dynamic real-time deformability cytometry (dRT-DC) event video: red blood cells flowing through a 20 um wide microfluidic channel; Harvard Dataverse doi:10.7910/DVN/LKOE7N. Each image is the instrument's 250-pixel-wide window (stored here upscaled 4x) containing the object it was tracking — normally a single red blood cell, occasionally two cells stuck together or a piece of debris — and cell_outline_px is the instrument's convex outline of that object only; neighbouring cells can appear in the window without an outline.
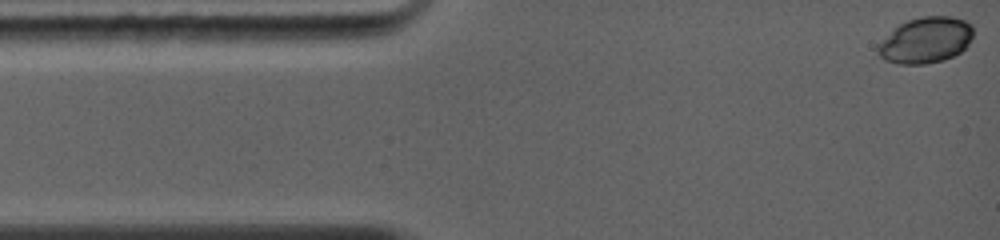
{"species": "common noctule bat (a hibernating species)", "species_latin": "Nyctalus noctula", "temperature_condition": "warm", "stored_images_in_passage": 29, "camera_frame_rate_fps": 5000, "um_per_image_px": 0.085, "animal": {"sex": "female", "body_mass_g": 19.0, "forearm_length_mm": 56.7}, "frame": {"image": 1, "passage_image": 1, "time_ms": 0.0, "image_size_px": [1000, 240], "cell_outline_px": [[972, 36], [968, 44], [960, 52], [944, 60], [924, 64], [896, 64], [884, 60], [880, 56], [880, 44], [900, 24], [908, 20], [920, 16], [952, 16], [964, 20], [972, 24]], "centroid_in_image_um": [78.74, 3.41], "position_along_channel_um": 6.3, "area_um2": 25.09}}
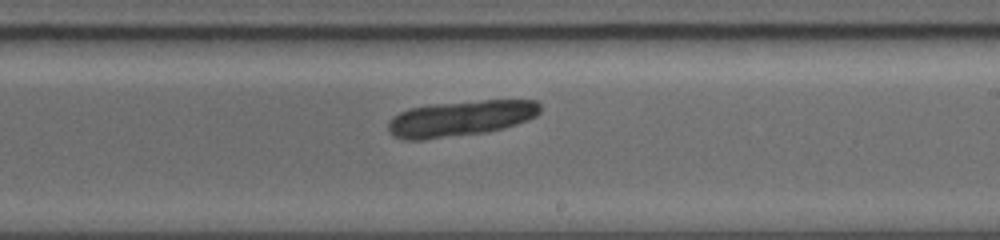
{"frame": {"image": 2, "passage_image": 15, "time_ms": 7.4, "image_size_px": [1000, 240], "cell_outline_px": [[540, 112], [536, 116], [528, 120], [516, 124], [488, 132], [424, 140], [404, 140], [392, 136], [388, 132], [388, 120], [392, 116], [408, 108], [432, 104], [480, 100], [536, 100], [540, 104]], "centroid_in_image_um": [39.1, 10.07], "position_along_channel_um": 249.9, "area_um2": 32.02}}
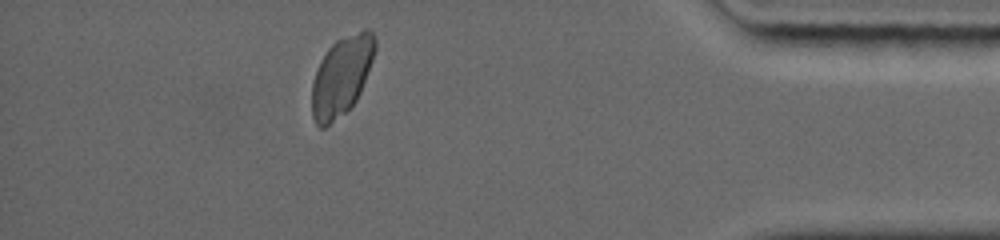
{"frame": {"image": 3, "passage_image": 27, "time_ms": 12.0, "image_size_px": [1000, 240], "cell_outline_px": [[376, 48], [372, 60], [360, 92], [356, 100], [344, 112], [324, 128], [320, 128], [316, 124], [312, 116], [312, 80], [320, 60], [328, 48], [336, 40], [364, 28], [368, 28], [372, 32], [376, 40]], "centroid_in_image_um": [29.02, 6.43], "position_along_channel_um": 406.2, "area_um2": 28.96}}